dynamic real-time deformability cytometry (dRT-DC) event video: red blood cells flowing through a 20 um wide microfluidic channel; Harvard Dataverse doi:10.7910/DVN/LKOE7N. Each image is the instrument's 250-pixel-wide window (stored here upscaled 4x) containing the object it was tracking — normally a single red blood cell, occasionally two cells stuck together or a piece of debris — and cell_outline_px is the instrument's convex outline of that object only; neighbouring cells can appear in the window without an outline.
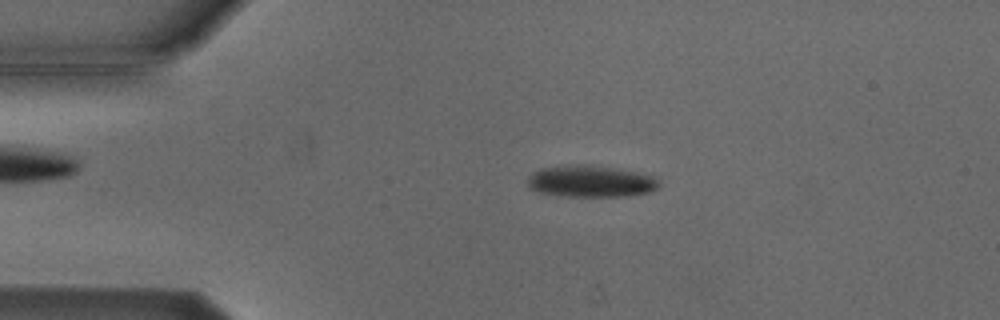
{"species": "Egyptian fruit bat (a non-hibernating species)", "species_latin": "Rousettus aegyptiacus", "temperature_condition": "cold", "stored_images_in_passage": 3, "camera_frame_rate_fps": 3000, "um_per_image_px": 0.085, "animal": {"sex": "male"}, "frame": {"image": 1, "passage_image": 2, "time_ms": 1.333, "image_size_px": [1000, 320], "cell_outline_px": [[660, 188], [648, 192], [628, 196], [564, 196], [540, 192], [528, 188], [528, 176], [532, 172], [540, 168], [576, 164], [580, 164], [636, 172], [652, 176], [660, 184]], "centroid_in_image_um": [50.17, 15.42], "position_along_channel_um": 34.8, "area_um2": 23.99}}